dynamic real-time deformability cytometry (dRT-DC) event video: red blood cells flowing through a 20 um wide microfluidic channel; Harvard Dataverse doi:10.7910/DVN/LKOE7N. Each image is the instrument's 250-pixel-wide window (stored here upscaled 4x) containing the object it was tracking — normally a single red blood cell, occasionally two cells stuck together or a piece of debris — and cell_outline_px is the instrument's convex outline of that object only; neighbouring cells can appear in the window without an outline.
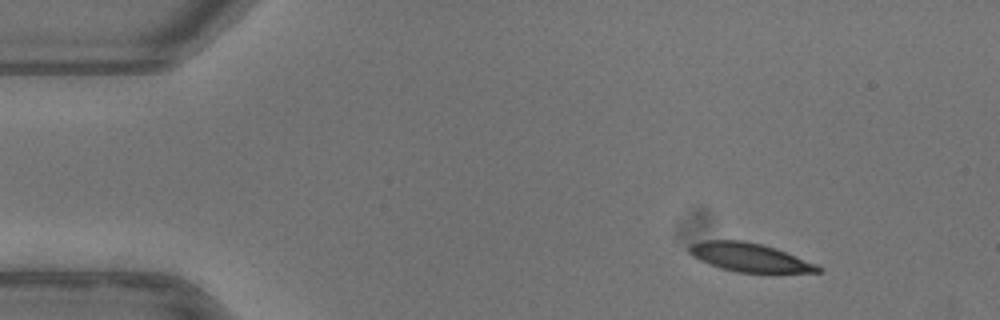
{"species": "common noctule bat (a hibernating species)", "species_latin": "Nyctalus noctula", "temperature_condition": "warm", "stored_images_in_passage": 47, "camera_frame_rate_fps": 3000, "um_per_image_px": 0.085, "animal": {"sex": "female"}, "frame": {"image": 1, "passage_image": 1, "time_ms": 0.0, "image_size_px": [1000, 320], "cell_outline_px": [[824, 268], [820, 272], [736, 272], [720, 268], [708, 264], [692, 256], [688, 252], [688, 248], [692, 244], [704, 240], [740, 240], [760, 244], [776, 248], [816, 264]], "centroid_in_image_um": [63.68, 21.87], "position_along_channel_um": 21.3, "area_um2": 21.27}}
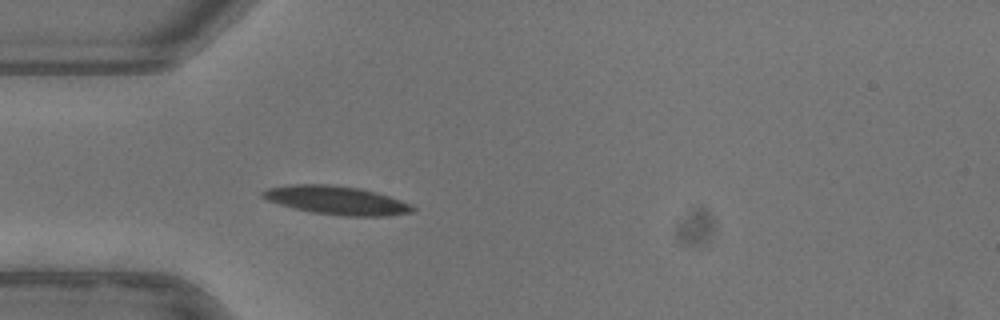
{"frame": {"image": 2, "passage_image": 10, "time_ms": 3.0, "image_size_px": [1000, 320], "cell_outline_px": [[416, 208], [412, 212], [384, 216], [344, 216], [312, 212], [292, 208], [268, 200], [260, 192], [268, 188], [292, 184], [332, 184], [360, 188], [376, 192], [412, 204]], "centroid_in_image_um": [28.62, 17.02], "position_along_channel_um": 56.4, "area_um2": 24.85}}
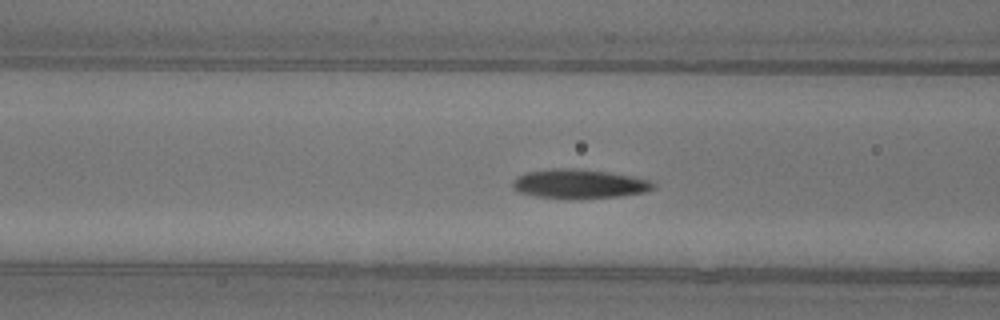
{"frame": {"image": 3, "passage_image": 15, "time_ms": 4.667, "image_size_px": [1000, 320], "cell_outline_px": [[656, 188], [644, 192], [620, 196], [536, 196], [520, 192], [512, 188], [512, 184], [516, 176], [528, 172], [552, 168], [572, 168], [608, 172], [632, 176], [648, 180], [656, 184]], "centroid_in_image_um": [49.24, 15.58], "position_along_channel_um": 117.4, "area_um2": 22.95}, "authors_computed_cell_mechanics": {"area_um2": 23.0044, "velocity_mm_per_s": 3.9282, "shape_relaxation_time_tau1_ms": 3.8168, "shape_relaxation_time_tau2_ms": 1.4023, "deformation_change_tau1": 0.1949, "deformation_change_tau2": 0.0743}}